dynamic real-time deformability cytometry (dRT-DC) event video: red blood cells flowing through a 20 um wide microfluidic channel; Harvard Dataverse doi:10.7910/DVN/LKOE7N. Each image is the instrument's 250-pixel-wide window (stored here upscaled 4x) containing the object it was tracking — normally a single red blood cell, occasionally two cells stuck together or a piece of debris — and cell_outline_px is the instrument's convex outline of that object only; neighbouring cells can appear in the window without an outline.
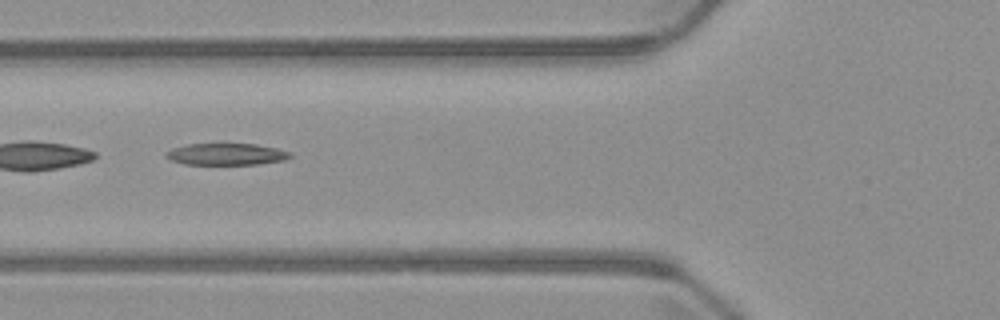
{"species": "common noctule bat (a hibernating species)", "species_latin": "Nyctalus noctula", "temperature_condition": "warm", "stored_images_in_passage": 6, "camera_frame_rate_fps": 3000, "um_per_image_px": 0.085, "animal": {"sex": "male", "body_mass_g": 23.1, "forearm_length_mm": 52.7}, "frame": {"image": 1, "passage_image": 6, "time_ms": 6.0, "image_size_px": [1000, 320], "cell_outline_px": [[292, 156], [284, 160], [256, 164], [184, 164], [172, 160], [164, 156], [164, 152], [172, 148], [188, 144], [256, 144], [276, 148], [292, 152]], "centroid_in_image_um": [19.22, 13.1], "position_along_channel_um": 106.6, "area_um2": 15.66}}